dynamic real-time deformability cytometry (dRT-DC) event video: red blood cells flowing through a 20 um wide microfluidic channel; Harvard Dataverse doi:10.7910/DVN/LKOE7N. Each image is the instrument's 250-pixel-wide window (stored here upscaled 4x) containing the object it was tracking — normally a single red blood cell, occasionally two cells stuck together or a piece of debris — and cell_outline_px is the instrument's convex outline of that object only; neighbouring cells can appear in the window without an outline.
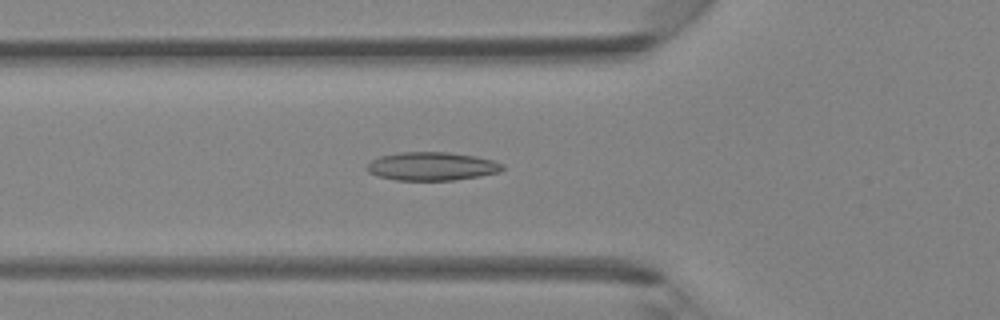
{"species": "Egyptian fruit bat (a non-hibernating species)", "species_latin": "Rousettus aegyptiacus", "temperature_condition": "room temperature", "stored_images_in_passage": 42, "camera_frame_rate_fps": 3000, "um_per_image_px": 0.085, "animal": {"sex": "female"}, "frame": {"image": 1, "passage_image": 15, "time_ms": 4.667, "image_size_px": [1000, 320], "cell_outline_px": [[504, 168], [500, 172], [480, 176], [456, 180], [396, 180], [376, 176], [368, 172], [364, 168], [372, 160], [380, 156], [400, 152], [448, 152], [476, 156], [492, 160], [504, 164]], "centroid_in_image_um": [36.7, 14.14], "position_along_channel_um": 89.1, "area_um2": 22.6}}
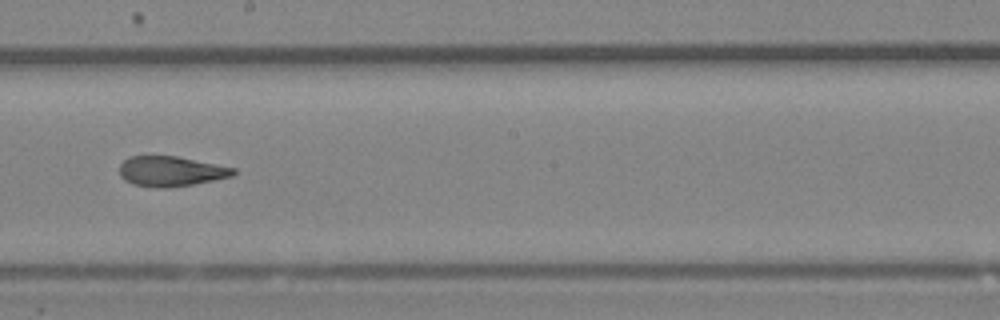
{"frame": {"image": 2, "passage_image": 24, "time_ms": 7.667, "image_size_px": [1000, 320], "cell_outline_px": [[236, 172], [232, 176], [192, 184], [168, 188], [156, 188], [132, 184], [124, 180], [120, 176], [120, 164], [128, 156], [176, 156], [236, 168]], "centroid_in_image_um": [14.49, 14.56], "position_along_channel_um": 233.7, "area_um2": 19.94}}
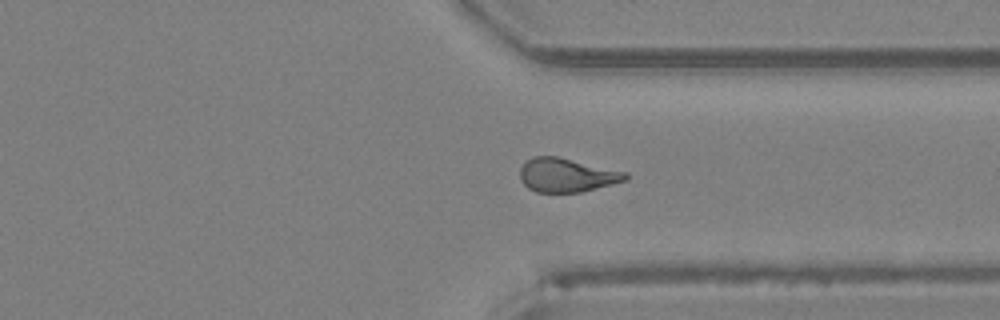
{"frame": {"image": 3, "passage_image": 32, "time_ms": 10.333, "image_size_px": [1000, 320], "cell_outline_px": [[628, 180], [580, 192], [536, 192], [528, 188], [520, 180], [520, 168], [532, 156], [556, 156], [628, 172]], "centroid_in_image_um": [48.18, 14.88], "position_along_channel_um": 363.2, "area_um2": 20.75}}